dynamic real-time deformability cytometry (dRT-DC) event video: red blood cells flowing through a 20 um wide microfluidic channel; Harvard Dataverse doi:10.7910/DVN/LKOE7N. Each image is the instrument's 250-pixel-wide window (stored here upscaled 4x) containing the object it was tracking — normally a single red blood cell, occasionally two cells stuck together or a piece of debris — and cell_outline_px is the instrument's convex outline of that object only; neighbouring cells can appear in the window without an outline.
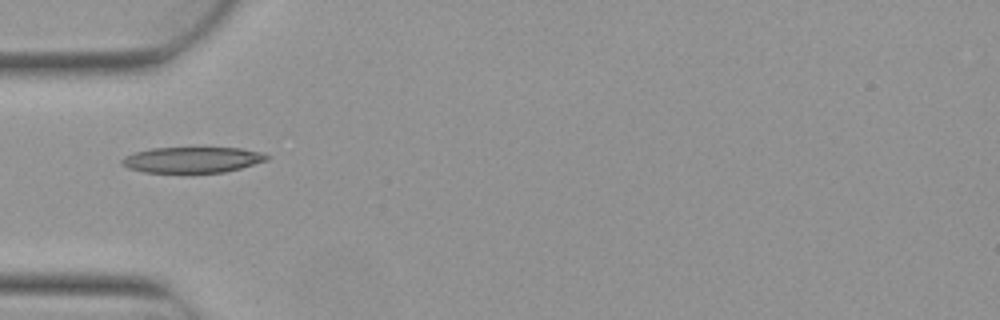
{"species": "Egyptian fruit bat (a non-hibernating species)", "species_latin": "Rousettus aegyptiacus", "temperature_condition": "warm", "stored_images_in_passage": 2, "camera_frame_rate_fps": 3000, "um_per_image_px": 0.085, "animal": {"sex": "female"}, "frame": {"image": 1, "passage_image": 1, "time_ms": 0.0, "image_size_px": [1000, 320], "cell_outline_px": [[268, 160], [240, 168], [224, 172], [144, 172], [128, 168], [120, 164], [120, 160], [124, 156], [136, 152], [152, 148], [240, 148], [264, 152], [268, 156]], "centroid_in_image_um": [16.34, 13.58], "position_along_channel_um": 68.7, "area_um2": 21.68}}
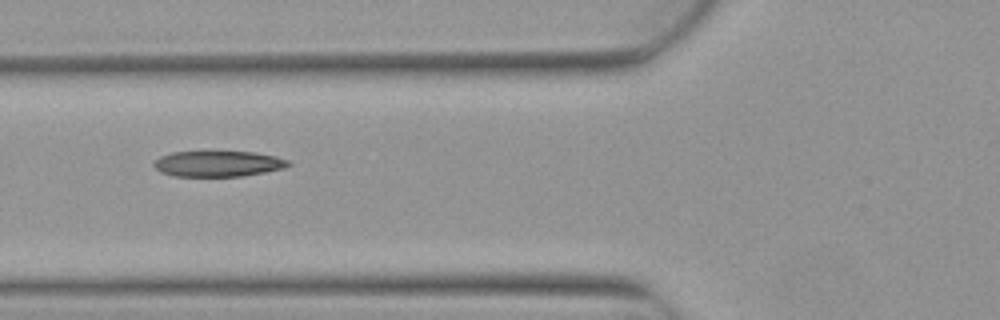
{"frame": {"image": 2, "passage_image": 2, "time_ms": 0.333, "image_size_px": [1000, 320], "cell_outline_px": [[292, 164], [284, 168], [244, 176], [172, 176], [160, 172], [152, 164], [152, 160], [160, 156], [172, 152], [208, 148], [256, 152], [276, 156], [288, 160]], "centroid_in_image_um": [18.48, 13.85], "position_along_channel_um": 107.3, "area_um2": 21.5}}